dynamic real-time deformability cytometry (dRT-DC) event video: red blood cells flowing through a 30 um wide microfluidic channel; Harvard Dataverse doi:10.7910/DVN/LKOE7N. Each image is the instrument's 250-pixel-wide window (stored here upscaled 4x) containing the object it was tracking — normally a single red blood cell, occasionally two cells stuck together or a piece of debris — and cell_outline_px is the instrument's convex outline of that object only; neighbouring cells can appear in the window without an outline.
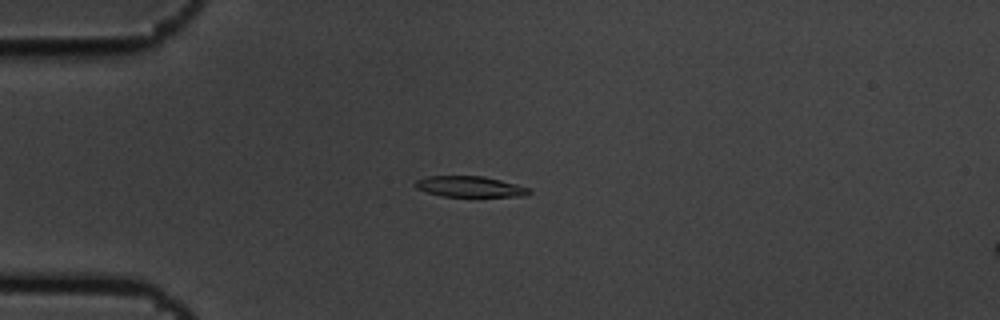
{"species": "common noctule bat (a hibernating species)", "species_latin": "Nyctalus noctula", "temperature_condition": "cold", "stored_images_in_passage": 8, "camera_frame_rate_fps": 3000, "um_per_image_px": 0.085, "animal": {"sex": "male", "body_mass_g": 19.5, "forearm_length_mm": 54.6}, "frame": {"image": 1, "passage_image": 5, "time_ms": 1.333, "image_size_px": [1000, 320], "cell_outline_px": [[532, 192], [528, 196], [440, 196], [416, 188], [416, 180], [428, 176], [484, 176], [516, 184], [528, 188]], "centroid_in_image_um": [39.96, 15.86], "position_along_channel_um": 45.0, "area_um2": 13.64}}
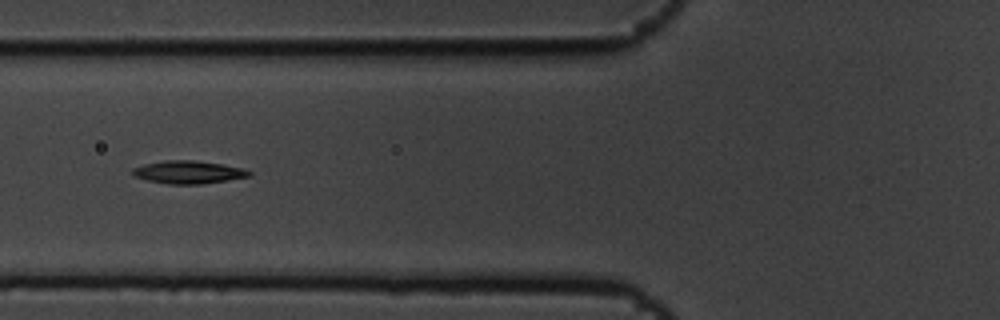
{"frame": {"image": 2, "passage_image": 7, "time_ms": 2.0, "image_size_px": [1000, 320], "cell_outline_px": [[252, 176], [200, 184], [168, 184], [148, 180], [132, 176], [132, 168], [144, 164], [164, 160], [192, 160], [224, 164], [244, 168], [252, 172]], "centroid_in_image_um": [16.01, 14.63], "position_along_channel_um": 109.8, "area_um2": 15.61}}
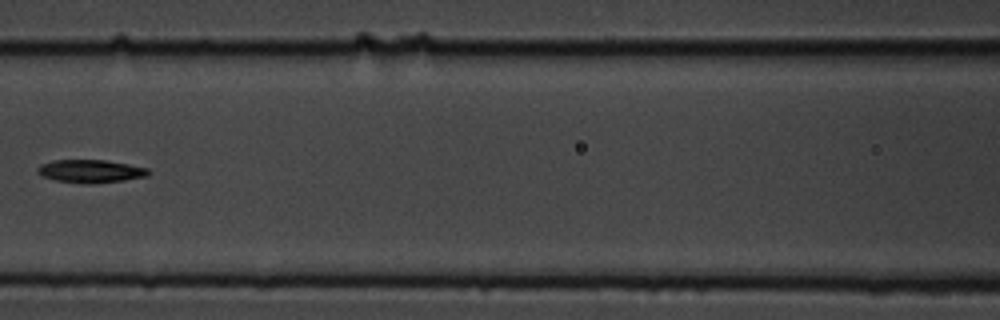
{"frame": {"image": 3, "passage_image": 8, "time_ms": 2.333, "image_size_px": [1000, 320], "cell_outline_px": [[152, 172], [148, 176], [124, 180], [56, 180], [40, 176], [36, 172], [36, 168], [40, 164], [56, 160], [104, 160], [128, 164], [148, 168]], "centroid_in_image_um": [7.7, 14.49], "position_along_channel_um": 158.9, "area_um2": 13.93}}